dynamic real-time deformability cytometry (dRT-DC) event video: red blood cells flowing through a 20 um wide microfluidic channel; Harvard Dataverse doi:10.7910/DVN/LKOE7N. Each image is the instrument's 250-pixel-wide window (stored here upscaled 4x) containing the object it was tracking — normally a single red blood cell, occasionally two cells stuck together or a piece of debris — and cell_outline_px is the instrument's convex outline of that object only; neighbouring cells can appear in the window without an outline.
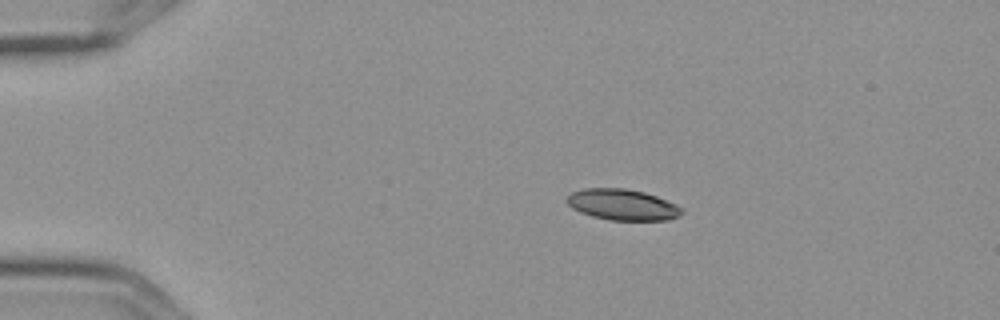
{"species": "Egyptian fruit bat (a non-hibernating species)", "species_latin": "Rousettus aegyptiacus", "temperature_condition": "cold", "stored_images_in_passage": 4, "camera_frame_rate_fps": 3000, "um_per_image_px": 0.085, "frame": {"image": 1, "passage_image": 1, "time_ms": 0.0, "image_size_px": [1000, 320], "cell_outline_px": [[684, 212], [680, 216], [668, 220], [608, 220], [592, 216], [580, 212], [572, 208], [564, 200], [572, 192], [584, 188], [624, 188], [644, 192], [656, 196], [676, 204], [684, 208]], "centroid_in_image_um": [52.92, 17.4], "position_along_channel_um": 32.1, "area_um2": 20.92}}
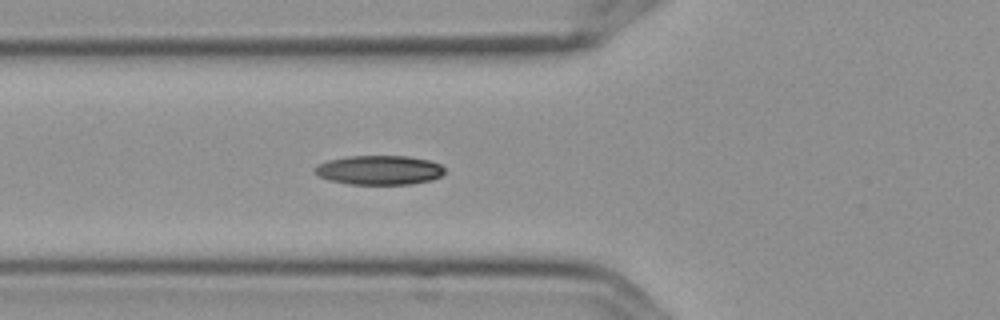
{"frame": {"image": 2, "passage_image": 4, "time_ms": 1.0, "image_size_px": [1000, 320], "cell_outline_px": [[444, 172], [440, 176], [432, 180], [408, 184], [348, 184], [328, 180], [316, 176], [312, 168], [316, 164], [328, 160], [348, 156], [408, 156], [428, 160], [440, 164], [444, 168]], "centroid_in_image_um": [32.17, 14.45], "position_along_channel_um": 93.6, "area_um2": 22.37}}